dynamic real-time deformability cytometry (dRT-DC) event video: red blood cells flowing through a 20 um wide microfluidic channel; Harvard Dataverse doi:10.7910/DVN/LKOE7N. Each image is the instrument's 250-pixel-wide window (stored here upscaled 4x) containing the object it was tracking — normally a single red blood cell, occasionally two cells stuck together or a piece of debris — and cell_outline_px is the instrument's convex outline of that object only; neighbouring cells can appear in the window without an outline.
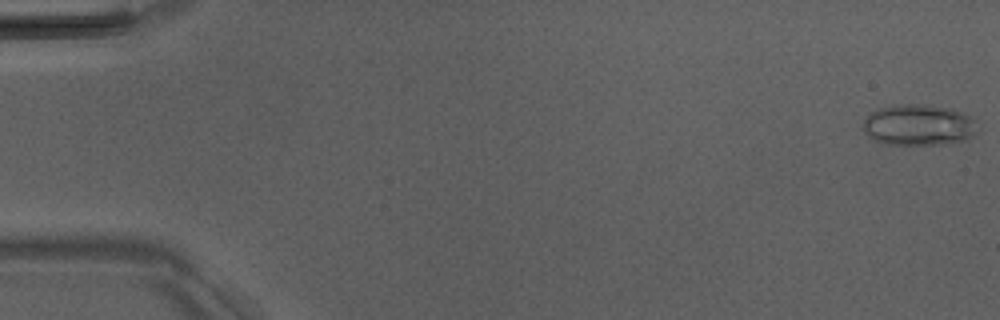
{"species": "Egyptian fruit bat (a non-hibernating species)", "species_latin": "Rousettus aegyptiacus", "temperature_condition": "room temperature", "stored_images_in_passage": 5, "camera_frame_rate_fps": 3000, "um_per_image_px": 0.085, "animal": {"sex": "male"}, "frame": {"image": 1, "passage_image": 1, "time_ms": 0.0, "image_size_px": [1000, 320], "cell_outline_px": [[980, 132], [964, 140], [944, 144], [880, 144], [872, 140], [864, 132], [864, 120], [868, 112], [892, 104], [928, 104], [952, 108], [972, 116]], "centroid_in_image_um": [78.08, 10.61], "position_along_channel_um": 6.9, "area_um2": 28.03}}